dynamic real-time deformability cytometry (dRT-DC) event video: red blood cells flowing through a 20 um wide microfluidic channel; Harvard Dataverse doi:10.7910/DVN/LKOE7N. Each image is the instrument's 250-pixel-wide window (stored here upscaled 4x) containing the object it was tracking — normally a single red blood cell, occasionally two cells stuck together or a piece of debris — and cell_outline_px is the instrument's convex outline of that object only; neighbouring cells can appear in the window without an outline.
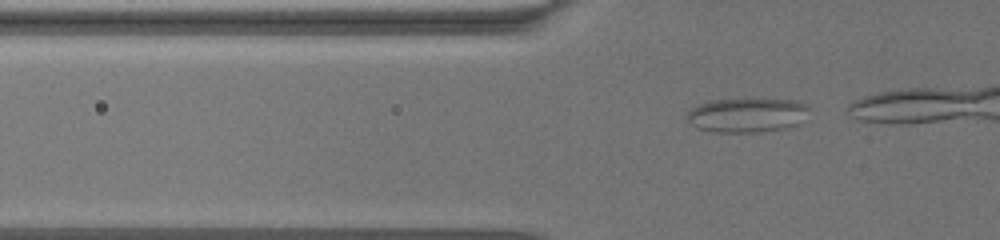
{"species": "common noctule bat (a hibernating species)", "species_latin": "Nyctalus noctula", "temperature_condition": "warm", "stored_images_in_passage": 19, "camera_frame_rate_fps": 3000, "um_per_image_px": 0.085, "animal": {"sex": "female", "body_mass_g": 19.5, "forearm_length_mm": 54.1}, "frame": {"image": 1, "passage_image": 11, "time_ms": 3.333, "image_size_px": [1000, 240], "cell_outline_px": [[812, 108], [796, 124], [788, 128], [760, 132], [712, 132], [696, 128], [684, 116], [692, 108], [708, 100], [792, 100], [804, 104]], "centroid_in_image_um": [63.45, 9.8], "position_along_channel_um": 62.3, "area_um2": 24.22}}